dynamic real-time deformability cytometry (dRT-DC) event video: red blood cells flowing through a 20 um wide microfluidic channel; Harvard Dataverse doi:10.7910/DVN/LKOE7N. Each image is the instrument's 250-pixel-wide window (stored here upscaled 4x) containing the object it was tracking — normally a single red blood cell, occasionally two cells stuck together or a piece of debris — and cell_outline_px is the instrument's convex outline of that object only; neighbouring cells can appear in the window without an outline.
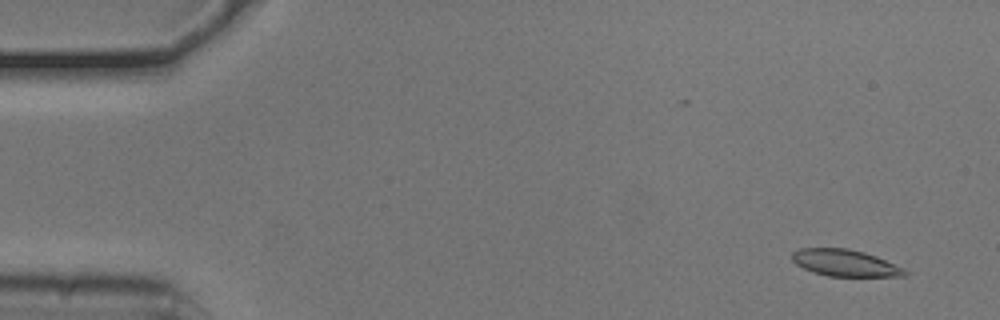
{"species": "common noctule bat (a hibernating species)", "species_latin": "Nyctalus noctula", "temperature_condition": "cold", "stored_images_in_passage": 53, "camera_frame_rate_fps": 3000, "um_per_image_px": 0.085, "animal": {"sex": "male", "body_mass_g": 20.5, "forearm_length_mm": 52.5}, "frame": {"image": 1, "passage_image": 3, "time_ms": 0.667, "image_size_px": [1000, 320], "cell_outline_px": [[908, 272], [904, 276], [828, 276], [812, 272], [796, 264], [792, 260], [792, 252], [800, 248], [848, 248], [864, 252], [876, 256], [904, 268]], "centroid_in_image_um": [71.81, 22.34], "position_along_channel_um": 13.2, "area_um2": 17.51}}
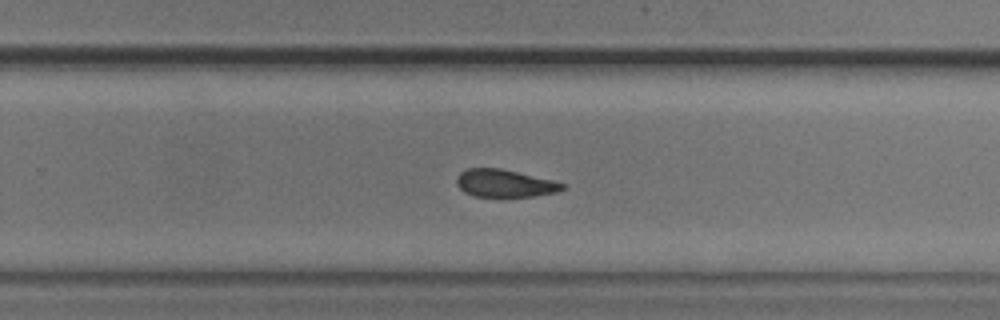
{"frame": {"image": 2, "passage_image": 34, "time_ms": 11.0, "image_size_px": [1000, 320], "cell_outline_px": [[568, 188], [556, 192], [532, 196], [472, 196], [464, 192], [456, 184], [456, 176], [460, 172], [468, 168], [500, 168], [552, 180], [564, 184]], "centroid_in_image_um": [42.87, 15.58], "position_along_channel_um": 286.9, "area_um2": 16.94}}
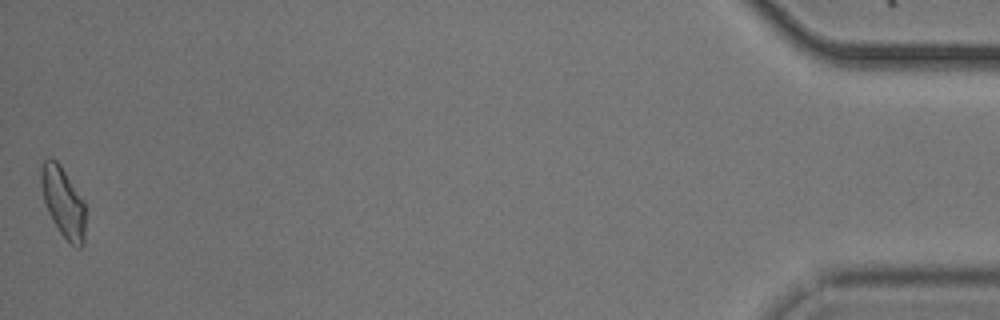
{"frame": {"image": 3, "passage_image": 53, "time_ms": 17.333, "image_size_px": [1000, 320], "cell_outline_px": [[84, 244], [80, 248], [76, 248], [60, 232], [52, 220], [48, 212], [44, 200], [40, 184], [40, 164], [48, 156], [56, 160], [60, 164], [84, 200]], "centroid_in_image_um": [5.34, 17.13], "position_along_channel_um": 429.9, "area_um2": 18.21}, "authors_computed_cell_mechanics": {"area_um2": 18.2648, "velocity_mm_per_s": 3.7623, "shape_relaxation_time_tau1_ms": 4.4907, "shape_relaxation_time_tau2_ms": 4.2282, "deformation_change_tau1": 0.1242, "deformation_change_tau2": 0.1134}}